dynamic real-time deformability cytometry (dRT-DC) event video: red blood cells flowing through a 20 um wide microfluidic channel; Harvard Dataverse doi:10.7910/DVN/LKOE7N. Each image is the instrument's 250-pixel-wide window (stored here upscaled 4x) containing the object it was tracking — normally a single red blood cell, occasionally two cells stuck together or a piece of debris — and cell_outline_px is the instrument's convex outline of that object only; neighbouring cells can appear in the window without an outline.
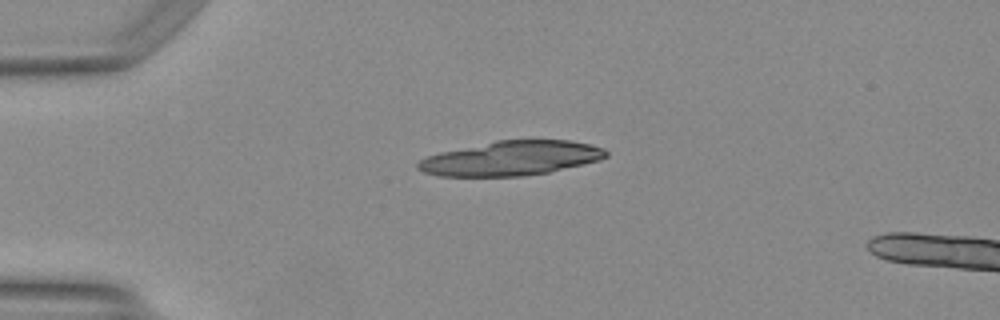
{"species": "Egyptian fruit bat (a non-hibernating species)", "species_latin": "Rousettus aegyptiacus", "temperature_condition": "warm", "stored_images_in_passage": 31, "camera_frame_rate_fps": 3000, "um_per_image_px": 0.085, "animal": {"sex": "female"}, "frame": {"image": 1, "passage_image": 1, "time_ms": 0.0, "image_size_px": [1000, 320], "cell_outline_px": [[608, 156], [600, 160], [584, 164], [548, 172], [524, 176], [440, 176], [424, 172], [416, 168], [416, 164], [420, 160], [428, 156], [440, 152], [496, 140], [572, 140], [604, 148], [608, 152]], "centroid_in_image_um": [43.45, 13.45], "position_along_channel_um": 41.5, "area_um2": 37.74}, "authors_computed_cell_mechanics": {"area_um2": 21.964, "velocity_mm_per_s": 4.1762, "shape_relaxation_time_tau1_ms": 4.6158, "shape_relaxation_time_tau2_ms": 2.86, "deformation_change_tau1": 0.398, "deformation_change_tau2": 0.1572}}